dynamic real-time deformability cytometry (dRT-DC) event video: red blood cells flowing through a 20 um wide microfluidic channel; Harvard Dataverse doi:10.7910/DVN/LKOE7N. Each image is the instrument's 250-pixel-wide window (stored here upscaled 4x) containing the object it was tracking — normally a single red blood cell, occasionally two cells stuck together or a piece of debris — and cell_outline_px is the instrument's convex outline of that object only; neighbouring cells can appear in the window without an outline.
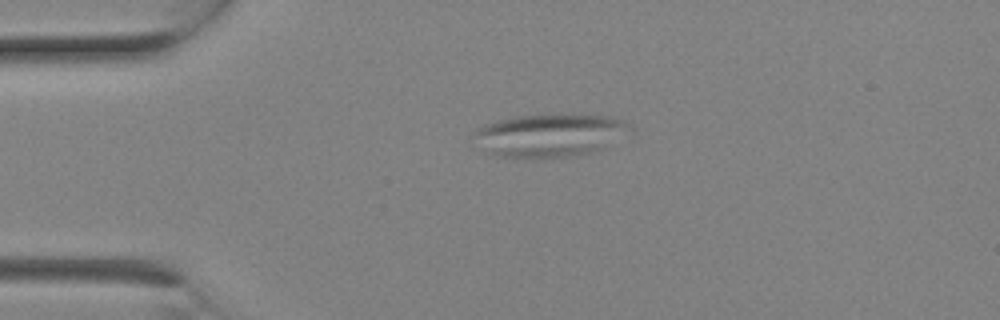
{"species": "Egyptian fruit bat (a non-hibernating species)", "species_latin": "Rousettus aegyptiacus", "temperature_condition": "room temperature", "stored_images_in_passage": 2, "camera_frame_rate_fps": 3000, "um_per_image_px": 0.085, "animal": {"sex": "female"}, "frame": {"image": 1, "passage_image": 2, "time_ms": 0.333, "image_size_px": [1000, 320], "cell_outline_px": [[636, 132], [604, 148], [572, 156], [496, 156], [488, 152], [476, 132], [476, 128], [484, 124], [500, 120], [520, 116], [608, 116], [624, 120], [636, 128]], "centroid_in_image_um": [46.93, 11.48], "position_along_channel_um": 38.1, "area_um2": 37.8}}